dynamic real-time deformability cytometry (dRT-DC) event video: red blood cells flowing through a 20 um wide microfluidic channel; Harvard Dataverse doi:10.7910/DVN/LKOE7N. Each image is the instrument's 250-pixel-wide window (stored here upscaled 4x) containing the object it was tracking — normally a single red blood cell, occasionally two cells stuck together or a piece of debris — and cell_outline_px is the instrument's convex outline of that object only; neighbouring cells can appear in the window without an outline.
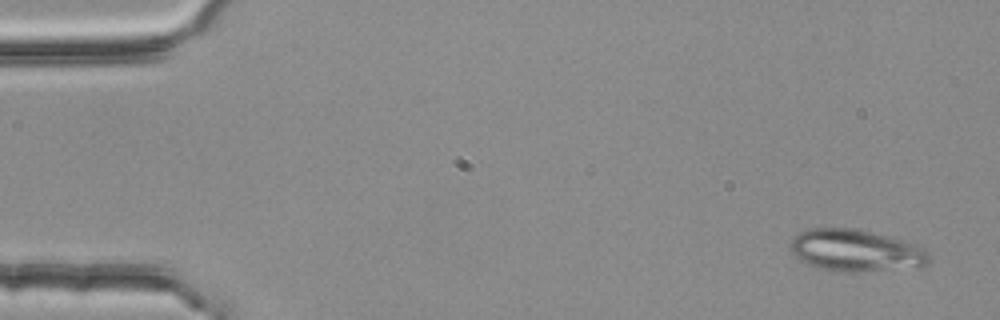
{"species": "common noctule bat (a hibernating species)", "species_latin": "Nyctalus noctula", "temperature_condition": "room temperature", "stored_images_in_passage": 4, "camera_frame_rate_fps": 3000, "um_per_image_px": 0.085, "animal": {"sex": "female", "body_mass_g": 25.1}, "frame": {"image": 1, "passage_image": 1, "time_ms": 0.0, "image_size_px": [1000, 320], "cell_outline_px": [[928, 264], [920, 268], [856, 272], [836, 272], [820, 268], [808, 264], [800, 260], [788, 248], [792, 240], [800, 232], [808, 228], [856, 228], [904, 240], [928, 252]], "centroid_in_image_um": [72.73, 21.31], "position_along_channel_um": 12.3, "area_um2": 34.1}}